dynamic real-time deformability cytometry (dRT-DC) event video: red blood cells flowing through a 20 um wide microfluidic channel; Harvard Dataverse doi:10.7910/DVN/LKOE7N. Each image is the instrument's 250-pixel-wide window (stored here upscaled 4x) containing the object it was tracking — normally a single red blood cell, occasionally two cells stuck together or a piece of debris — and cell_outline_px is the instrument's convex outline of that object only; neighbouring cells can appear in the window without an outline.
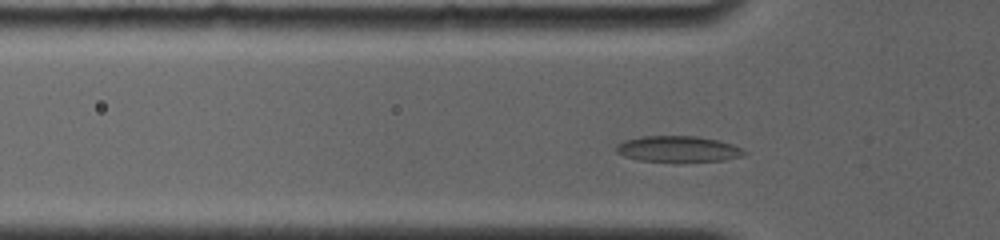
{"species": "common noctule bat (a hibernating species)", "species_latin": "Nyctalus noctula", "temperature_condition": "room temperature", "stored_images_in_passage": 35, "camera_frame_rate_fps": 4000, "um_per_image_px": 0.085, "animal": {"sex": "female", "body_mass_g": 19.0, "forearm_length_mm": 56.7}, "frame": {"image": 1, "passage_image": 7, "time_ms": 2.0, "image_size_px": [1000, 240], "cell_outline_px": [[748, 152], [744, 156], [724, 160], [684, 164], [640, 160], [624, 156], [616, 152], [616, 144], [624, 140], [644, 136], [696, 136], [716, 140], [732, 144]], "centroid_in_image_um": [57.65, 12.7], "position_along_channel_um": 68.1, "area_um2": 20.06}}
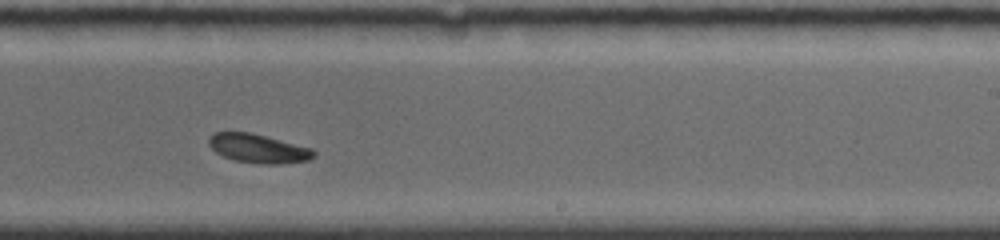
{"frame": {"image": 2, "passage_image": 23, "time_ms": 7.25, "image_size_px": [1000, 240], "cell_outline_px": [[316, 156], [308, 160], [280, 164], [260, 164], [232, 160], [216, 152], [208, 144], [208, 140], [216, 132], [248, 132], [312, 148], [316, 152]], "centroid_in_image_um": [21.97, 12.64], "position_along_channel_um": 267.0, "area_um2": 17.51}}
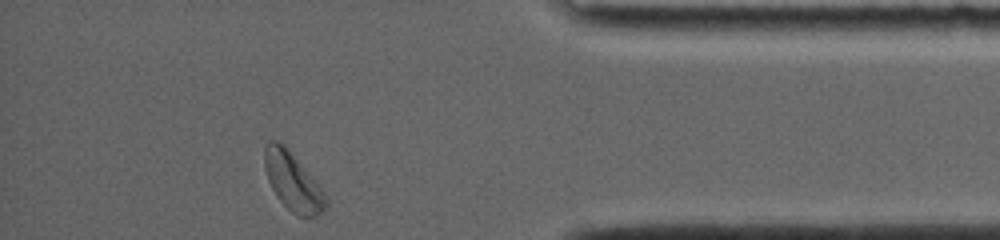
{"frame": {"image": 3, "passage_image": 35, "time_ms": 11.5, "image_size_px": [1000, 240], "cell_outline_px": [[328, 204], [320, 212], [312, 216], [296, 216], [276, 196], [268, 180], [264, 168], [264, 148], [268, 140], [276, 140], [284, 144], [288, 148], [312, 176], [324, 192], [328, 200]], "centroid_in_image_um": [24.86, 15.39], "position_along_channel_um": 410.3, "area_um2": 20.63}, "authors_computed_cell_mechanics": {"area_um2": 18.4382, "velocity_mm_per_s": 3.7941, "shape_relaxation_time_tau1_ms": 3.5786, "shape_relaxation_time_tau2_ms": null, "deformation_change_tau1": 0.1135, "deformation_change_tau2": null}}